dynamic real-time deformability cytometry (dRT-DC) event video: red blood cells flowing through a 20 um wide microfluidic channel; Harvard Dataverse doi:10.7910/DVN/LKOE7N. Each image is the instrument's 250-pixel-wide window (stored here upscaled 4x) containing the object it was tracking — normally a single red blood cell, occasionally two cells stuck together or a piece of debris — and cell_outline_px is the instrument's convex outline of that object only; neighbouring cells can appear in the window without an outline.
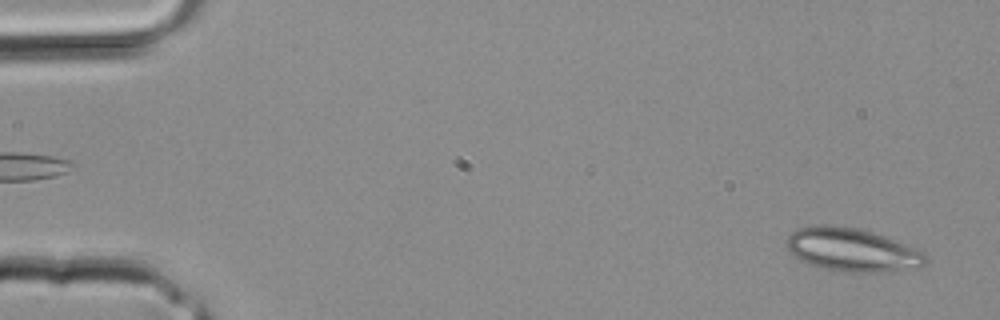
{"species": "common noctule bat (a hibernating species)", "species_latin": "Nyctalus noctula", "temperature_condition": "room temperature", "stored_images_in_passage": 3, "segment_of_instrument_passage": [2, 2], "camera_frame_rate_fps": 3000, "um_per_image_px": 0.085, "animal": {"sex": "male", "body_mass_g": 20.4}, "frame": {"image": 1, "passage_image": 3, "time_ms": 0.667, "image_size_px": [1000, 320], "cell_outline_px": [[928, 260], [924, 264], [888, 272], [832, 272], [808, 264], [792, 256], [784, 240], [796, 228], [824, 224], [828, 224], [856, 228], [872, 232], [884, 236], [924, 252], [928, 256]], "centroid_in_image_um": [72.34, 21.24], "position_along_channel_um": 12.7, "area_um2": 35.26}}